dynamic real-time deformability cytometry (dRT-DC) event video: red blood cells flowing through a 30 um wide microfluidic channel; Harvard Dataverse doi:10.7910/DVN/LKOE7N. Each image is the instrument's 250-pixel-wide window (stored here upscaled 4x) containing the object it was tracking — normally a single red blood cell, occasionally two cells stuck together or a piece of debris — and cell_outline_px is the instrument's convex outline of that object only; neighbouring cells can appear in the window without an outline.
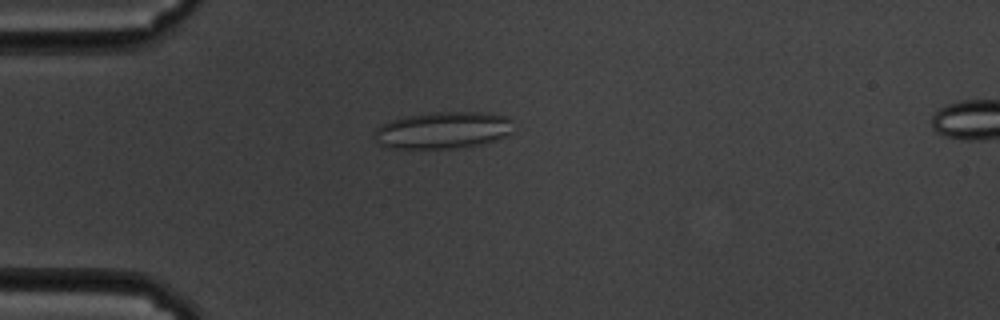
{"species": "common noctule bat (a hibernating species)", "species_latin": "Nyctalus noctula", "temperature_condition": "cold", "stored_images_in_passage": 59, "camera_frame_rate_fps": 3000, "um_per_image_px": 0.085, "animal": {"sex": "male", "body_mass_g": 19.5, "forearm_length_mm": 54.6}, "frame": {"image": 1, "passage_image": 16, "time_ms": 5.0, "image_size_px": [1000, 320], "cell_outline_px": [[512, 132], [496, 140], [484, 144], [464, 148], [388, 148], [380, 144], [372, 136], [376, 128], [380, 124], [392, 120], [408, 116], [428, 112], [488, 112], [508, 116], [512, 120]], "centroid_in_image_um": [37.68, 11.07], "position_along_channel_um": 47.3, "area_um2": 30.35}}
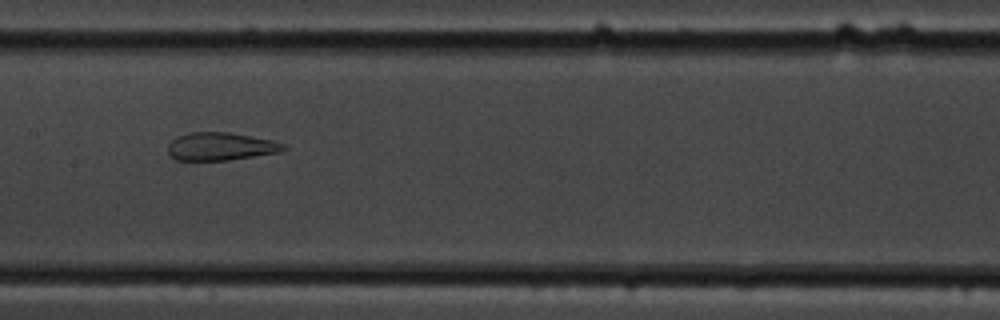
{"frame": {"image": 2, "passage_image": 30, "time_ms": 9.667, "image_size_px": [1000, 320], "cell_outline_px": [[288, 148], [280, 152], [228, 160], [176, 160], [168, 152], [168, 144], [176, 136], [188, 132], [228, 132], [272, 140], [284, 144]], "centroid_in_image_um": [18.74, 12.44], "position_along_channel_um": 188.7, "area_um2": 18.79}}
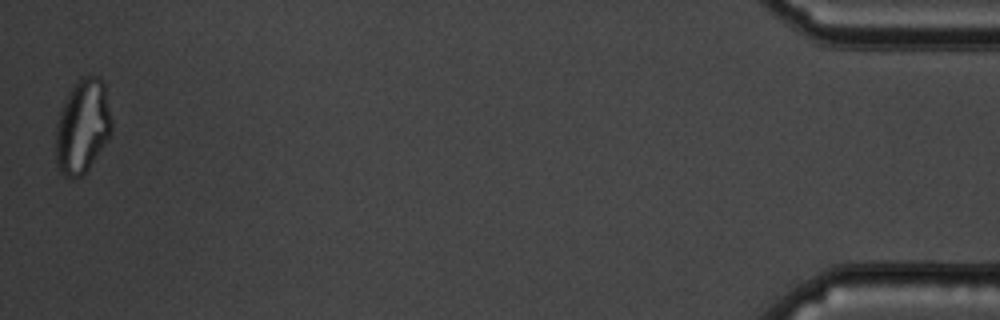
{"frame": {"image": 3, "passage_image": 59, "time_ms": 19.333, "image_size_px": [1000, 320], "cell_outline_px": [[112, 132], [88, 168], [80, 176], [72, 180], [64, 176], [60, 172], [56, 164], [56, 124], [60, 112], [68, 92], [80, 76], [100, 76], [104, 80], [112, 120]], "centroid_in_image_um": [7.01, 10.72], "position_along_channel_um": 428.2, "area_um2": 30.81}, "authors_computed_cell_mechanics": {"area_um2": 28.1486, "velocity_mm_per_s": 3.3846, "shape_relaxation_time_tau1_ms": null, "shape_relaxation_time_tau2_ms": 1.26, "deformation_change_tau1": null, "deformation_change_tau2": 0.0884}}